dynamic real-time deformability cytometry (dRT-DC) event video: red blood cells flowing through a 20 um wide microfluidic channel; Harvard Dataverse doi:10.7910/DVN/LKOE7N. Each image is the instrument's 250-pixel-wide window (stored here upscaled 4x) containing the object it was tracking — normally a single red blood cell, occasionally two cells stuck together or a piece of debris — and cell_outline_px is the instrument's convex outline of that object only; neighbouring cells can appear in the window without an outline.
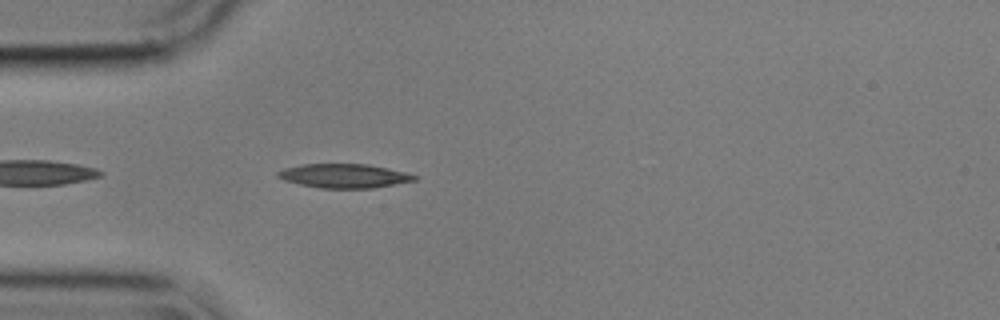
{"species": "common noctule bat (a hibernating species)", "species_latin": "Nyctalus noctula", "temperature_condition": "cold", "stored_images_in_passage": 27, "camera_frame_rate_fps": 3000, "um_per_image_px": 0.085, "animal": {"sex": "male", "body_mass_g": 17.9}, "frame": {"image": 1, "passage_image": 3, "time_ms": 0.667, "image_size_px": [1000, 320], "cell_outline_px": [[416, 180], [372, 188], [320, 188], [300, 184], [284, 180], [276, 176], [276, 172], [284, 168], [300, 164], [368, 164], [388, 168], [404, 172], [416, 176]], "centroid_in_image_um": [29.2, 14.94], "position_along_channel_um": 55.8, "area_um2": 19.02}}
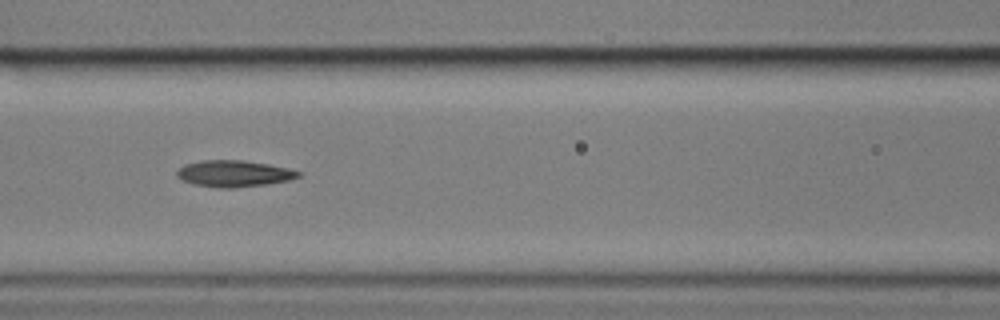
{"frame": {"image": 2, "passage_image": 11, "time_ms": 3.333, "image_size_px": [1000, 320], "cell_outline_px": [[300, 176], [288, 180], [268, 184], [232, 188], [216, 188], [192, 184], [180, 180], [176, 176], [176, 172], [184, 164], [204, 160], [244, 160], [268, 164], [288, 168], [300, 172]], "centroid_in_image_um": [19.84, 14.76], "position_along_channel_um": 146.8, "area_um2": 18.84}}
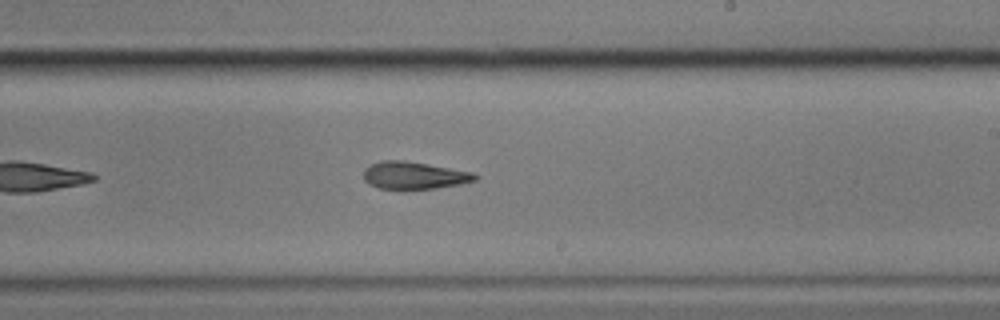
{"frame": {"image": 3, "passage_image": 20, "time_ms": 6.333, "image_size_px": [1000, 320], "cell_outline_px": [[480, 176], [476, 180], [460, 184], [432, 188], [380, 188], [368, 184], [364, 180], [364, 168], [380, 160], [404, 160], [428, 164], [472, 172]], "centroid_in_image_um": [35.19, 14.89], "position_along_channel_um": 253.8, "area_um2": 17.57}}